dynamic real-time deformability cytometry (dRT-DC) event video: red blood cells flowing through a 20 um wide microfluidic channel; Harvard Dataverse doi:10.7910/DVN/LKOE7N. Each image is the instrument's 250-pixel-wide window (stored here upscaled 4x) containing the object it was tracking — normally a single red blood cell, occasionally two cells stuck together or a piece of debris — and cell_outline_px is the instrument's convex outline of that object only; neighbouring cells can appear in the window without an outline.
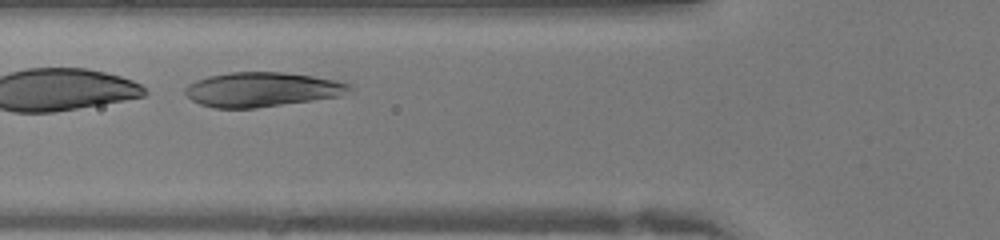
{"species": "human", "species_latin": "Homo sapiens", "temperature_condition": "warm", "stored_images_in_passage": 24, "camera_frame_rate_fps": 3000, "um_per_image_px": 0.085, "donor": {"sex": "female"}, "frame": {"image": 1, "passage_image": 6, "time_ms": 1.667, "image_size_px": [1000, 240], "cell_outline_px": [[352, 88], [336, 96], [312, 100], [256, 108], [216, 108], [200, 104], [192, 100], [184, 92], [184, 88], [188, 84], [196, 80], [208, 76], [232, 72], [280, 72], [312, 76], [336, 80], [352, 84]], "centroid_in_image_um": [22.21, 7.6], "position_along_channel_um": 103.6, "area_um2": 32.71}}
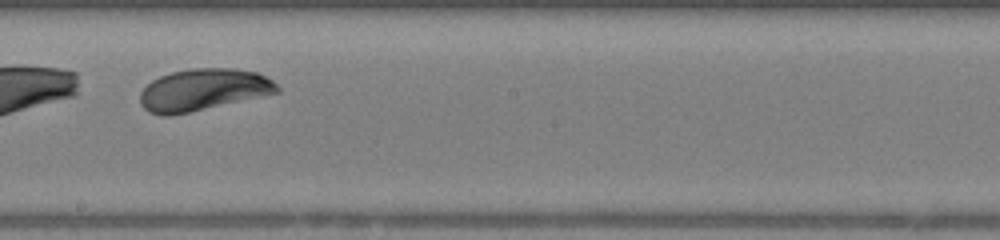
{"frame": {"image": 2, "passage_image": 14, "time_ms": 4.333, "image_size_px": [1000, 240], "cell_outline_px": [[280, 92], [188, 112], [168, 116], [164, 116], [148, 112], [140, 104], [140, 92], [152, 80], [160, 76], [172, 72], [188, 68], [236, 68], [256, 72], [272, 80], [280, 88]], "centroid_in_image_um": [17.25, 7.62], "position_along_channel_um": 230.9, "area_um2": 33.23}}
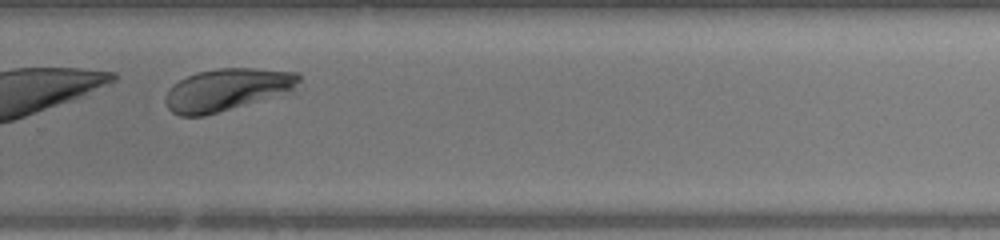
{"frame": {"image": 3, "passage_image": 19, "time_ms": 6.0, "image_size_px": [1000, 240], "cell_outline_px": [[300, 80], [292, 92], [204, 116], [180, 116], [172, 112], [168, 108], [164, 100], [172, 84], [196, 72], [216, 68], [252, 68], [300, 72]], "centroid_in_image_um": [19.32, 7.62], "position_along_channel_um": 310.5, "area_um2": 33.06}}